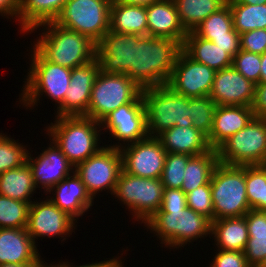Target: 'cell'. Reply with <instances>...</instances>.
<instances>
[{
	"label": "cell",
	"instance_id": "cell-43",
	"mask_svg": "<svg viewBox=\"0 0 266 267\" xmlns=\"http://www.w3.org/2000/svg\"><path fill=\"white\" fill-rule=\"evenodd\" d=\"M240 44L241 50L264 54L266 52V29H255L240 34Z\"/></svg>",
	"mask_w": 266,
	"mask_h": 267
},
{
	"label": "cell",
	"instance_id": "cell-33",
	"mask_svg": "<svg viewBox=\"0 0 266 267\" xmlns=\"http://www.w3.org/2000/svg\"><path fill=\"white\" fill-rule=\"evenodd\" d=\"M197 36L206 40L240 37L234 29L233 16L226 3L217 12L203 20L193 31Z\"/></svg>",
	"mask_w": 266,
	"mask_h": 267
},
{
	"label": "cell",
	"instance_id": "cell-8",
	"mask_svg": "<svg viewBox=\"0 0 266 267\" xmlns=\"http://www.w3.org/2000/svg\"><path fill=\"white\" fill-rule=\"evenodd\" d=\"M142 89L126 74L99 71L93 84L86 117L100 122L110 112L127 103H139Z\"/></svg>",
	"mask_w": 266,
	"mask_h": 267
},
{
	"label": "cell",
	"instance_id": "cell-58",
	"mask_svg": "<svg viewBox=\"0 0 266 267\" xmlns=\"http://www.w3.org/2000/svg\"><path fill=\"white\" fill-rule=\"evenodd\" d=\"M48 263H44L41 267H52L50 264L49 265H47Z\"/></svg>",
	"mask_w": 266,
	"mask_h": 267
},
{
	"label": "cell",
	"instance_id": "cell-5",
	"mask_svg": "<svg viewBox=\"0 0 266 267\" xmlns=\"http://www.w3.org/2000/svg\"><path fill=\"white\" fill-rule=\"evenodd\" d=\"M142 99L148 136L158 137L165 130L176 125L193 126L189 118V98L179 95L168 85L142 89Z\"/></svg>",
	"mask_w": 266,
	"mask_h": 267
},
{
	"label": "cell",
	"instance_id": "cell-40",
	"mask_svg": "<svg viewBox=\"0 0 266 267\" xmlns=\"http://www.w3.org/2000/svg\"><path fill=\"white\" fill-rule=\"evenodd\" d=\"M232 66L254 84L260 83L261 54L240 50L233 57Z\"/></svg>",
	"mask_w": 266,
	"mask_h": 267
},
{
	"label": "cell",
	"instance_id": "cell-26",
	"mask_svg": "<svg viewBox=\"0 0 266 267\" xmlns=\"http://www.w3.org/2000/svg\"><path fill=\"white\" fill-rule=\"evenodd\" d=\"M182 50L194 61L205 64L215 71L232 66L233 57L210 40L188 32L182 45Z\"/></svg>",
	"mask_w": 266,
	"mask_h": 267
},
{
	"label": "cell",
	"instance_id": "cell-54",
	"mask_svg": "<svg viewBox=\"0 0 266 267\" xmlns=\"http://www.w3.org/2000/svg\"><path fill=\"white\" fill-rule=\"evenodd\" d=\"M226 3H242L249 5H263L266 4V0H227Z\"/></svg>",
	"mask_w": 266,
	"mask_h": 267
},
{
	"label": "cell",
	"instance_id": "cell-17",
	"mask_svg": "<svg viewBox=\"0 0 266 267\" xmlns=\"http://www.w3.org/2000/svg\"><path fill=\"white\" fill-rule=\"evenodd\" d=\"M100 71L97 58L71 70L70 84L63 102L57 106V115L85 116L89 108L94 80Z\"/></svg>",
	"mask_w": 266,
	"mask_h": 267
},
{
	"label": "cell",
	"instance_id": "cell-39",
	"mask_svg": "<svg viewBox=\"0 0 266 267\" xmlns=\"http://www.w3.org/2000/svg\"><path fill=\"white\" fill-rule=\"evenodd\" d=\"M245 183L250 208L261 211L263 165L245 166Z\"/></svg>",
	"mask_w": 266,
	"mask_h": 267
},
{
	"label": "cell",
	"instance_id": "cell-1",
	"mask_svg": "<svg viewBox=\"0 0 266 267\" xmlns=\"http://www.w3.org/2000/svg\"><path fill=\"white\" fill-rule=\"evenodd\" d=\"M181 51L179 41L133 34L129 78L141 89L167 84Z\"/></svg>",
	"mask_w": 266,
	"mask_h": 267
},
{
	"label": "cell",
	"instance_id": "cell-46",
	"mask_svg": "<svg viewBox=\"0 0 266 267\" xmlns=\"http://www.w3.org/2000/svg\"><path fill=\"white\" fill-rule=\"evenodd\" d=\"M244 216L249 235H266V211L250 209Z\"/></svg>",
	"mask_w": 266,
	"mask_h": 267
},
{
	"label": "cell",
	"instance_id": "cell-37",
	"mask_svg": "<svg viewBox=\"0 0 266 267\" xmlns=\"http://www.w3.org/2000/svg\"><path fill=\"white\" fill-rule=\"evenodd\" d=\"M16 141L0 133V174L27 162L29 150Z\"/></svg>",
	"mask_w": 266,
	"mask_h": 267
},
{
	"label": "cell",
	"instance_id": "cell-3",
	"mask_svg": "<svg viewBox=\"0 0 266 267\" xmlns=\"http://www.w3.org/2000/svg\"><path fill=\"white\" fill-rule=\"evenodd\" d=\"M50 124L47 127V135L51 136L50 140L74 166L87 160L104 147L99 146L101 144L99 143L101 131L98 130L101 128L100 122L89 117H57L54 124L52 122Z\"/></svg>",
	"mask_w": 266,
	"mask_h": 267
},
{
	"label": "cell",
	"instance_id": "cell-42",
	"mask_svg": "<svg viewBox=\"0 0 266 267\" xmlns=\"http://www.w3.org/2000/svg\"><path fill=\"white\" fill-rule=\"evenodd\" d=\"M244 255L251 267H258L266 256V235H249Z\"/></svg>",
	"mask_w": 266,
	"mask_h": 267
},
{
	"label": "cell",
	"instance_id": "cell-34",
	"mask_svg": "<svg viewBox=\"0 0 266 267\" xmlns=\"http://www.w3.org/2000/svg\"><path fill=\"white\" fill-rule=\"evenodd\" d=\"M227 4L231 9L234 29L238 34H243L255 29H266V4Z\"/></svg>",
	"mask_w": 266,
	"mask_h": 267
},
{
	"label": "cell",
	"instance_id": "cell-36",
	"mask_svg": "<svg viewBox=\"0 0 266 267\" xmlns=\"http://www.w3.org/2000/svg\"><path fill=\"white\" fill-rule=\"evenodd\" d=\"M216 106L210 96L189 98V118L192 120L193 126L206 137L212 130Z\"/></svg>",
	"mask_w": 266,
	"mask_h": 267
},
{
	"label": "cell",
	"instance_id": "cell-52",
	"mask_svg": "<svg viewBox=\"0 0 266 267\" xmlns=\"http://www.w3.org/2000/svg\"><path fill=\"white\" fill-rule=\"evenodd\" d=\"M261 211H266V166L263 165V191L261 199Z\"/></svg>",
	"mask_w": 266,
	"mask_h": 267
},
{
	"label": "cell",
	"instance_id": "cell-50",
	"mask_svg": "<svg viewBox=\"0 0 266 267\" xmlns=\"http://www.w3.org/2000/svg\"><path fill=\"white\" fill-rule=\"evenodd\" d=\"M114 1L122 4L148 7L152 3H155L160 0H114Z\"/></svg>",
	"mask_w": 266,
	"mask_h": 267
},
{
	"label": "cell",
	"instance_id": "cell-21",
	"mask_svg": "<svg viewBox=\"0 0 266 267\" xmlns=\"http://www.w3.org/2000/svg\"><path fill=\"white\" fill-rule=\"evenodd\" d=\"M38 252L26 228H0V264H44Z\"/></svg>",
	"mask_w": 266,
	"mask_h": 267
},
{
	"label": "cell",
	"instance_id": "cell-49",
	"mask_svg": "<svg viewBox=\"0 0 266 267\" xmlns=\"http://www.w3.org/2000/svg\"><path fill=\"white\" fill-rule=\"evenodd\" d=\"M0 14L12 19L17 17L19 21V0H0Z\"/></svg>",
	"mask_w": 266,
	"mask_h": 267
},
{
	"label": "cell",
	"instance_id": "cell-25",
	"mask_svg": "<svg viewBox=\"0 0 266 267\" xmlns=\"http://www.w3.org/2000/svg\"><path fill=\"white\" fill-rule=\"evenodd\" d=\"M157 138L167 153L198 156L211 149L207 137L194 126L180 127L176 125L165 130Z\"/></svg>",
	"mask_w": 266,
	"mask_h": 267
},
{
	"label": "cell",
	"instance_id": "cell-18",
	"mask_svg": "<svg viewBox=\"0 0 266 267\" xmlns=\"http://www.w3.org/2000/svg\"><path fill=\"white\" fill-rule=\"evenodd\" d=\"M96 58L103 73L129 77V68L133 64V34L109 30L96 43Z\"/></svg>",
	"mask_w": 266,
	"mask_h": 267
},
{
	"label": "cell",
	"instance_id": "cell-32",
	"mask_svg": "<svg viewBox=\"0 0 266 267\" xmlns=\"http://www.w3.org/2000/svg\"><path fill=\"white\" fill-rule=\"evenodd\" d=\"M182 26L187 32L222 8L227 0H173Z\"/></svg>",
	"mask_w": 266,
	"mask_h": 267
},
{
	"label": "cell",
	"instance_id": "cell-35",
	"mask_svg": "<svg viewBox=\"0 0 266 267\" xmlns=\"http://www.w3.org/2000/svg\"><path fill=\"white\" fill-rule=\"evenodd\" d=\"M30 204L0 195V228H26Z\"/></svg>",
	"mask_w": 266,
	"mask_h": 267
},
{
	"label": "cell",
	"instance_id": "cell-29",
	"mask_svg": "<svg viewBox=\"0 0 266 267\" xmlns=\"http://www.w3.org/2000/svg\"><path fill=\"white\" fill-rule=\"evenodd\" d=\"M110 31L147 36L146 7L112 1L110 8Z\"/></svg>",
	"mask_w": 266,
	"mask_h": 267
},
{
	"label": "cell",
	"instance_id": "cell-4",
	"mask_svg": "<svg viewBox=\"0 0 266 267\" xmlns=\"http://www.w3.org/2000/svg\"><path fill=\"white\" fill-rule=\"evenodd\" d=\"M165 247L179 248L211 235L212 221L193 209L158 210L144 223ZM183 245V246H182Z\"/></svg>",
	"mask_w": 266,
	"mask_h": 267
},
{
	"label": "cell",
	"instance_id": "cell-51",
	"mask_svg": "<svg viewBox=\"0 0 266 267\" xmlns=\"http://www.w3.org/2000/svg\"><path fill=\"white\" fill-rule=\"evenodd\" d=\"M109 260H107V261H100L99 263L98 262H96V263H92V264H86V265H80V266H76V267H103L107 262H108ZM52 267H74L73 265H71L70 263H68V262H59L58 264H50Z\"/></svg>",
	"mask_w": 266,
	"mask_h": 267
},
{
	"label": "cell",
	"instance_id": "cell-53",
	"mask_svg": "<svg viewBox=\"0 0 266 267\" xmlns=\"http://www.w3.org/2000/svg\"><path fill=\"white\" fill-rule=\"evenodd\" d=\"M260 83H266V52L261 54Z\"/></svg>",
	"mask_w": 266,
	"mask_h": 267
},
{
	"label": "cell",
	"instance_id": "cell-31",
	"mask_svg": "<svg viewBox=\"0 0 266 267\" xmlns=\"http://www.w3.org/2000/svg\"><path fill=\"white\" fill-rule=\"evenodd\" d=\"M218 163V154L215 149L192 156L187 162L181 190L187 194L199 186L210 184L212 173Z\"/></svg>",
	"mask_w": 266,
	"mask_h": 267
},
{
	"label": "cell",
	"instance_id": "cell-48",
	"mask_svg": "<svg viewBox=\"0 0 266 267\" xmlns=\"http://www.w3.org/2000/svg\"><path fill=\"white\" fill-rule=\"evenodd\" d=\"M212 42L222 49H226L232 57L241 50L240 37L214 39Z\"/></svg>",
	"mask_w": 266,
	"mask_h": 267
},
{
	"label": "cell",
	"instance_id": "cell-41",
	"mask_svg": "<svg viewBox=\"0 0 266 267\" xmlns=\"http://www.w3.org/2000/svg\"><path fill=\"white\" fill-rule=\"evenodd\" d=\"M187 207L214 221V208L212 202L211 185L199 186L186 194Z\"/></svg>",
	"mask_w": 266,
	"mask_h": 267
},
{
	"label": "cell",
	"instance_id": "cell-30",
	"mask_svg": "<svg viewBox=\"0 0 266 267\" xmlns=\"http://www.w3.org/2000/svg\"><path fill=\"white\" fill-rule=\"evenodd\" d=\"M37 188L31 167L26 162L20 167L0 174V195L31 204V197Z\"/></svg>",
	"mask_w": 266,
	"mask_h": 267
},
{
	"label": "cell",
	"instance_id": "cell-6",
	"mask_svg": "<svg viewBox=\"0 0 266 267\" xmlns=\"http://www.w3.org/2000/svg\"><path fill=\"white\" fill-rule=\"evenodd\" d=\"M214 220L243 217L251 208L245 183V166L218 163L211 180Z\"/></svg>",
	"mask_w": 266,
	"mask_h": 267
},
{
	"label": "cell",
	"instance_id": "cell-47",
	"mask_svg": "<svg viewBox=\"0 0 266 267\" xmlns=\"http://www.w3.org/2000/svg\"><path fill=\"white\" fill-rule=\"evenodd\" d=\"M251 108L255 117L266 119V83L256 84Z\"/></svg>",
	"mask_w": 266,
	"mask_h": 267
},
{
	"label": "cell",
	"instance_id": "cell-27",
	"mask_svg": "<svg viewBox=\"0 0 266 267\" xmlns=\"http://www.w3.org/2000/svg\"><path fill=\"white\" fill-rule=\"evenodd\" d=\"M213 235L218 250L244 251L249 239L246 217L212 221L211 236Z\"/></svg>",
	"mask_w": 266,
	"mask_h": 267
},
{
	"label": "cell",
	"instance_id": "cell-38",
	"mask_svg": "<svg viewBox=\"0 0 266 267\" xmlns=\"http://www.w3.org/2000/svg\"><path fill=\"white\" fill-rule=\"evenodd\" d=\"M191 157L188 154L167 153L160 177L164 188L181 189L187 162Z\"/></svg>",
	"mask_w": 266,
	"mask_h": 267
},
{
	"label": "cell",
	"instance_id": "cell-9",
	"mask_svg": "<svg viewBox=\"0 0 266 267\" xmlns=\"http://www.w3.org/2000/svg\"><path fill=\"white\" fill-rule=\"evenodd\" d=\"M220 163L234 166L264 165L266 162V119L254 117L244 128L217 149Z\"/></svg>",
	"mask_w": 266,
	"mask_h": 267
},
{
	"label": "cell",
	"instance_id": "cell-13",
	"mask_svg": "<svg viewBox=\"0 0 266 267\" xmlns=\"http://www.w3.org/2000/svg\"><path fill=\"white\" fill-rule=\"evenodd\" d=\"M107 147L120 149L122 170L133 176L160 179L167 152L157 137L148 136L126 146L116 143Z\"/></svg>",
	"mask_w": 266,
	"mask_h": 267
},
{
	"label": "cell",
	"instance_id": "cell-7",
	"mask_svg": "<svg viewBox=\"0 0 266 267\" xmlns=\"http://www.w3.org/2000/svg\"><path fill=\"white\" fill-rule=\"evenodd\" d=\"M32 49L31 66L28 69L30 71L24 81L25 86H23L20 102L22 101L23 106L33 107L45 93L59 106L69 87L72 69L49 62L35 48Z\"/></svg>",
	"mask_w": 266,
	"mask_h": 267
},
{
	"label": "cell",
	"instance_id": "cell-28",
	"mask_svg": "<svg viewBox=\"0 0 266 267\" xmlns=\"http://www.w3.org/2000/svg\"><path fill=\"white\" fill-rule=\"evenodd\" d=\"M67 0H19L21 32H28L40 24L55 21Z\"/></svg>",
	"mask_w": 266,
	"mask_h": 267
},
{
	"label": "cell",
	"instance_id": "cell-56",
	"mask_svg": "<svg viewBox=\"0 0 266 267\" xmlns=\"http://www.w3.org/2000/svg\"><path fill=\"white\" fill-rule=\"evenodd\" d=\"M43 264H0V267H41Z\"/></svg>",
	"mask_w": 266,
	"mask_h": 267
},
{
	"label": "cell",
	"instance_id": "cell-19",
	"mask_svg": "<svg viewBox=\"0 0 266 267\" xmlns=\"http://www.w3.org/2000/svg\"><path fill=\"white\" fill-rule=\"evenodd\" d=\"M255 86L233 66L216 71L209 96L217 106L251 107Z\"/></svg>",
	"mask_w": 266,
	"mask_h": 267
},
{
	"label": "cell",
	"instance_id": "cell-20",
	"mask_svg": "<svg viewBox=\"0 0 266 267\" xmlns=\"http://www.w3.org/2000/svg\"><path fill=\"white\" fill-rule=\"evenodd\" d=\"M51 143L35 159L31 157L30 153L27 156V163L31 167L35 187L40 188L41 186V189H44L47 194L52 187L73 173L75 169V166L57 145L53 141Z\"/></svg>",
	"mask_w": 266,
	"mask_h": 267
},
{
	"label": "cell",
	"instance_id": "cell-10",
	"mask_svg": "<svg viewBox=\"0 0 266 267\" xmlns=\"http://www.w3.org/2000/svg\"><path fill=\"white\" fill-rule=\"evenodd\" d=\"M111 0H67L55 23L97 43L110 29Z\"/></svg>",
	"mask_w": 266,
	"mask_h": 267
},
{
	"label": "cell",
	"instance_id": "cell-15",
	"mask_svg": "<svg viewBox=\"0 0 266 267\" xmlns=\"http://www.w3.org/2000/svg\"><path fill=\"white\" fill-rule=\"evenodd\" d=\"M100 126V130H109L116 141H123L124 146L146 139L148 133L143 99L139 103L124 104L110 112L100 121Z\"/></svg>",
	"mask_w": 266,
	"mask_h": 267
},
{
	"label": "cell",
	"instance_id": "cell-22",
	"mask_svg": "<svg viewBox=\"0 0 266 267\" xmlns=\"http://www.w3.org/2000/svg\"><path fill=\"white\" fill-rule=\"evenodd\" d=\"M147 36L168 38L182 45L188 32L181 24L173 0H160L146 7Z\"/></svg>",
	"mask_w": 266,
	"mask_h": 267
},
{
	"label": "cell",
	"instance_id": "cell-57",
	"mask_svg": "<svg viewBox=\"0 0 266 267\" xmlns=\"http://www.w3.org/2000/svg\"><path fill=\"white\" fill-rule=\"evenodd\" d=\"M258 267H266V256H265L264 260L262 261V263Z\"/></svg>",
	"mask_w": 266,
	"mask_h": 267
},
{
	"label": "cell",
	"instance_id": "cell-16",
	"mask_svg": "<svg viewBox=\"0 0 266 267\" xmlns=\"http://www.w3.org/2000/svg\"><path fill=\"white\" fill-rule=\"evenodd\" d=\"M76 221L60 210L50 199L32 202L28 211L27 232L35 242L37 237H61L72 234ZM62 235V236H61Z\"/></svg>",
	"mask_w": 266,
	"mask_h": 267
},
{
	"label": "cell",
	"instance_id": "cell-44",
	"mask_svg": "<svg viewBox=\"0 0 266 267\" xmlns=\"http://www.w3.org/2000/svg\"><path fill=\"white\" fill-rule=\"evenodd\" d=\"M210 267H251L244 251L217 250Z\"/></svg>",
	"mask_w": 266,
	"mask_h": 267
},
{
	"label": "cell",
	"instance_id": "cell-23",
	"mask_svg": "<svg viewBox=\"0 0 266 267\" xmlns=\"http://www.w3.org/2000/svg\"><path fill=\"white\" fill-rule=\"evenodd\" d=\"M48 192L49 194L55 192V194L52 193L54 196H49L50 200L60 210L76 220V222L79 216L84 215L93 205L92 203H94V198L90 196L86 186L75 171L64 180H61Z\"/></svg>",
	"mask_w": 266,
	"mask_h": 267
},
{
	"label": "cell",
	"instance_id": "cell-12",
	"mask_svg": "<svg viewBox=\"0 0 266 267\" xmlns=\"http://www.w3.org/2000/svg\"><path fill=\"white\" fill-rule=\"evenodd\" d=\"M105 146L75 166V173L80 177L92 198H95L100 191H106L105 189L112 195L122 171L120 149Z\"/></svg>",
	"mask_w": 266,
	"mask_h": 267
},
{
	"label": "cell",
	"instance_id": "cell-14",
	"mask_svg": "<svg viewBox=\"0 0 266 267\" xmlns=\"http://www.w3.org/2000/svg\"><path fill=\"white\" fill-rule=\"evenodd\" d=\"M215 73V70L194 61L182 50L166 85L188 98L209 96Z\"/></svg>",
	"mask_w": 266,
	"mask_h": 267
},
{
	"label": "cell",
	"instance_id": "cell-24",
	"mask_svg": "<svg viewBox=\"0 0 266 267\" xmlns=\"http://www.w3.org/2000/svg\"><path fill=\"white\" fill-rule=\"evenodd\" d=\"M255 117L247 106H216L212 130L207 137L209 147L217 149L224 141L244 128Z\"/></svg>",
	"mask_w": 266,
	"mask_h": 267
},
{
	"label": "cell",
	"instance_id": "cell-11",
	"mask_svg": "<svg viewBox=\"0 0 266 267\" xmlns=\"http://www.w3.org/2000/svg\"><path fill=\"white\" fill-rule=\"evenodd\" d=\"M163 190L160 179L137 177L122 170L113 195L132 211L135 220L145 223L161 208Z\"/></svg>",
	"mask_w": 266,
	"mask_h": 267
},
{
	"label": "cell",
	"instance_id": "cell-45",
	"mask_svg": "<svg viewBox=\"0 0 266 267\" xmlns=\"http://www.w3.org/2000/svg\"><path fill=\"white\" fill-rule=\"evenodd\" d=\"M187 207L186 194L181 189L164 188L159 210H176Z\"/></svg>",
	"mask_w": 266,
	"mask_h": 267
},
{
	"label": "cell",
	"instance_id": "cell-2",
	"mask_svg": "<svg viewBox=\"0 0 266 267\" xmlns=\"http://www.w3.org/2000/svg\"><path fill=\"white\" fill-rule=\"evenodd\" d=\"M39 27L45 31L33 46L47 61L73 69L96 58V43L89 37L54 21L33 27L30 34Z\"/></svg>",
	"mask_w": 266,
	"mask_h": 267
},
{
	"label": "cell",
	"instance_id": "cell-55",
	"mask_svg": "<svg viewBox=\"0 0 266 267\" xmlns=\"http://www.w3.org/2000/svg\"><path fill=\"white\" fill-rule=\"evenodd\" d=\"M116 257V258H112L110 259L103 267H123L122 265V260Z\"/></svg>",
	"mask_w": 266,
	"mask_h": 267
}]
</instances>
